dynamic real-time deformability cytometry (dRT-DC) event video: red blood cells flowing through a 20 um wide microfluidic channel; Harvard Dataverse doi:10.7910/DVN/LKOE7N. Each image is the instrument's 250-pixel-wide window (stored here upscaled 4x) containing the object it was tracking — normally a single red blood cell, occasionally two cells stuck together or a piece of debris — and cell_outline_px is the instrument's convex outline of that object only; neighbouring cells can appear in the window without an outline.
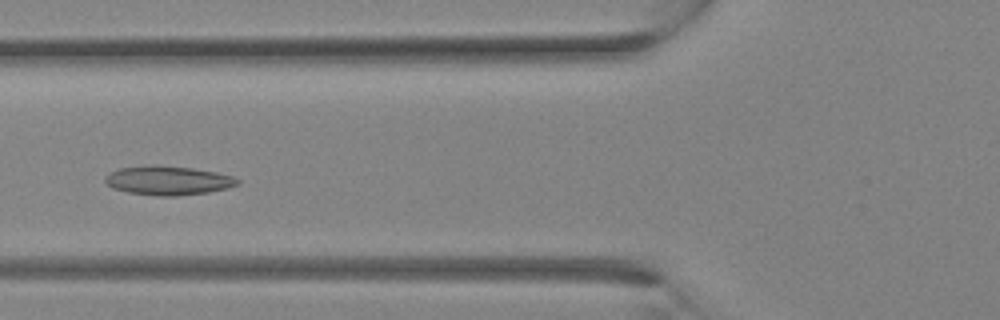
{"species": "Egyptian fruit bat (a non-hibernating species)", "species_latin": "Rousettus aegyptiacus", "temperature_condition": "room temperature", "stored_images_in_passage": 24, "camera_frame_rate_fps": 3000, "um_per_image_px": 0.085, "animal": {"sex": "female"}, "frame": {"image": 1, "passage_image": 4, "time_ms": 1.0, "image_size_px": [1000, 320], "cell_outline_px": [[240, 184], [228, 188], [208, 192], [176, 196], [156, 196], [128, 192], [112, 188], [104, 180], [104, 176], [120, 168], [152, 164], [160, 164], [192, 168], [216, 172], [232, 176], [240, 180]], "centroid_in_image_um": [14.29, 15.33], "position_along_channel_um": 111.5, "area_um2": 22.6}}
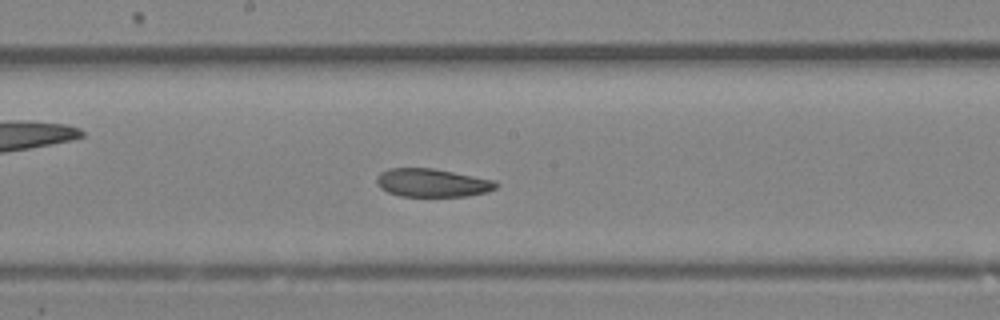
{"frame": {"image": 2, "passage_image": 9, "time_ms": 2.667, "image_size_px": [1000, 320], "cell_outline_px": [[500, 184], [496, 188], [488, 192], [468, 196], [400, 196], [388, 192], [380, 188], [376, 184], [376, 176], [380, 172], [388, 168], [432, 168], [496, 180]], "centroid_in_image_um": [36.74, 15.54], "position_along_channel_um": 211.5, "area_um2": 19.88}}
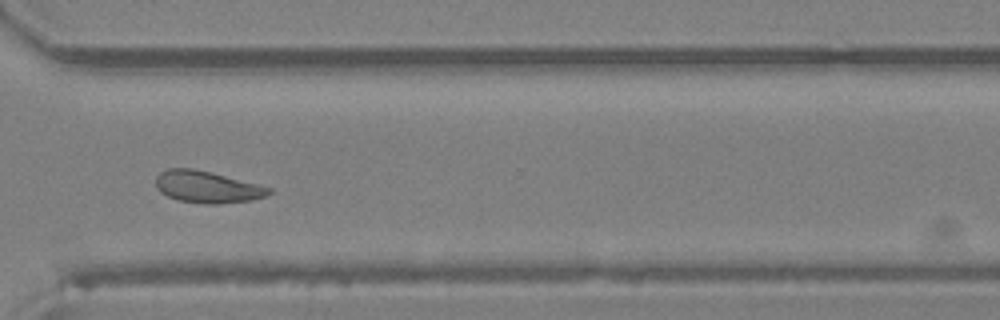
{"frame": {"image": 3, "passage_image": 16, "time_ms": 5.0, "image_size_px": [1000, 320], "cell_outline_px": [[272, 192], [268, 196], [252, 200], [220, 204], [208, 204], [180, 200], [168, 196], [160, 192], [156, 188], [156, 176], [160, 172], [168, 168], [192, 168], [272, 188]], "centroid_in_image_um": [17.6, 15.9], "position_along_channel_um": 353.0, "area_um2": 20.75}}